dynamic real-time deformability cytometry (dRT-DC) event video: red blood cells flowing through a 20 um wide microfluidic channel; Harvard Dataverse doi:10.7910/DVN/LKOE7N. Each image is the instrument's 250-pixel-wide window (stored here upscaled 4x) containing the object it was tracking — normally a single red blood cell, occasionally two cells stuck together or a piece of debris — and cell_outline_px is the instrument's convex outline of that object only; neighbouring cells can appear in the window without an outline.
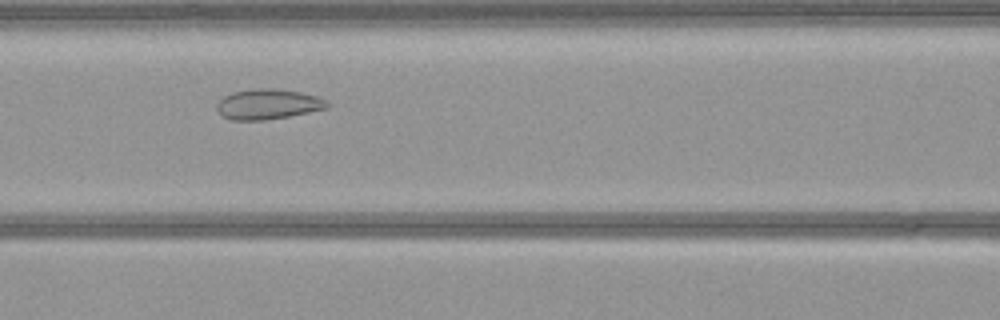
{"species": "common noctule bat (a hibernating species)", "species_latin": "Nyctalus noctula", "temperature_condition": "warm", "stored_images_in_passage": 39, "camera_frame_rate_fps": 3000, "um_per_image_px": 0.085, "animal": {"sex": "female", "body_mass_g": 21.9}, "frame": {"image": 1, "passage_image": 15, "time_ms": 4.667, "image_size_px": [1000, 320], "cell_outline_px": [[332, 104], [328, 108], [288, 116], [264, 120], [232, 120], [224, 116], [216, 108], [216, 104], [224, 96], [232, 92], [256, 88], [272, 88], [300, 92], [316, 96], [328, 100]], "centroid_in_image_um": [22.81, 8.85], "position_along_channel_um": 143.8, "area_um2": 19.42}}
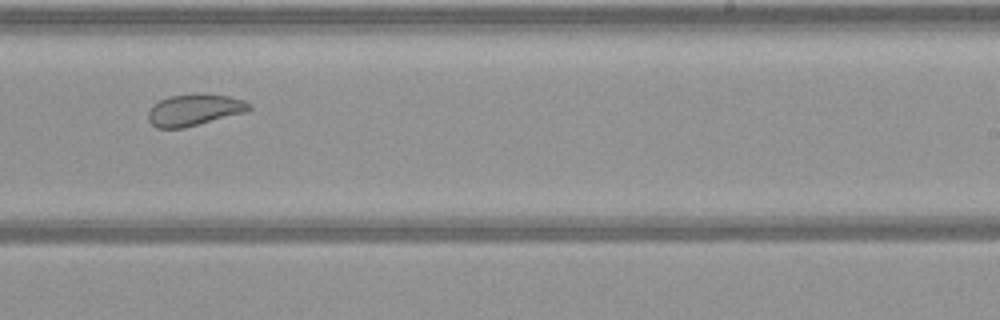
{"frame": {"image": 2, "passage_image": 25, "time_ms": 8.0, "image_size_px": [1000, 320], "cell_outline_px": [[252, 108], [248, 112], [184, 128], [156, 128], [148, 120], [148, 112], [160, 100], [168, 96], [200, 92], [204, 92], [228, 96], [244, 100], [252, 104]], "centroid_in_image_um": [16.58, 9.32], "position_along_channel_um": 272.4, "area_um2": 18.96}}
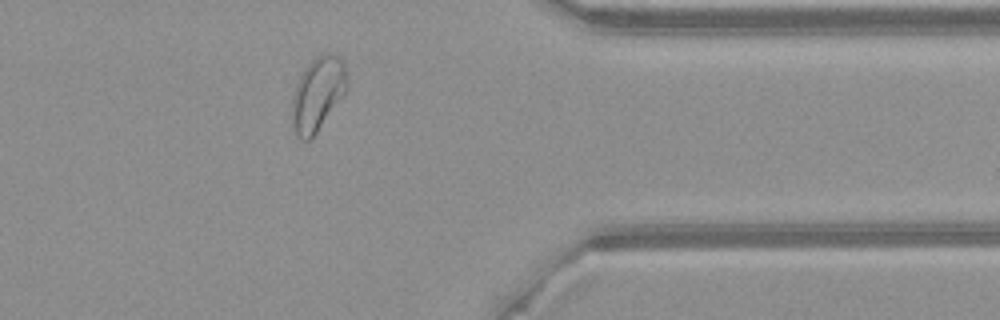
{"frame": {"image": 3, "passage_image": 35, "time_ms": 11.333, "image_size_px": [1000, 320], "cell_outline_px": [[348, 88], [316, 132], [308, 140], [304, 140], [296, 136], [292, 132], [292, 96], [296, 84], [304, 68], [316, 56], [324, 52], [328, 52], [336, 56], [344, 64], [348, 84]], "centroid_in_image_um": [26.97, 7.98], "position_along_channel_um": 384.4, "area_um2": 23.47}}